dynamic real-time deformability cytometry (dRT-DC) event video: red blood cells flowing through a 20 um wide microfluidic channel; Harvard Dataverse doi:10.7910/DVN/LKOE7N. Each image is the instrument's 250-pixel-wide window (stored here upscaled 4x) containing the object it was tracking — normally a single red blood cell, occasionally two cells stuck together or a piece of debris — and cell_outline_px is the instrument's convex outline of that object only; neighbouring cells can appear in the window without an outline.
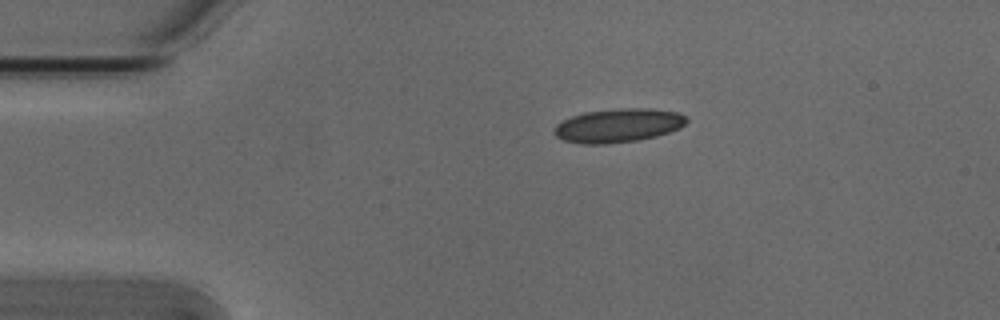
{"species": "Egyptian fruit bat (a non-hibernating species)", "species_latin": "Rousettus aegyptiacus", "temperature_condition": "cold", "stored_images_in_passage": 44, "camera_frame_rate_fps": 3000, "um_per_image_px": 0.085, "animal": {"sex": "male"}, "frame": {"image": 1, "passage_image": 1, "time_ms": 0.0, "image_size_px": [1000, 320], "cell_outline_px": [[688, 120], [680, 128], [656, 136], [636, 140], [608, 144], [580, 144], [564, 140], [556, 136], [552, 132], [556, 124], [572, 116], [584, 112], [620, 108], [648, 108], [680, 112], [688, 116]], "centroid_in_image_um": [52.55, 10.66], "position_along_channel_um": 32.4, "area_um2": 26.18}}
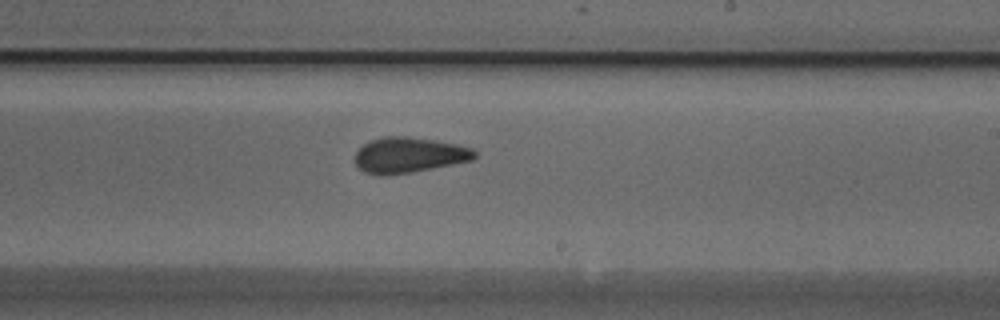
{"frame": {"image": 2, "passage_image": 22, "time_ms": 7.0, "image_size_px": [1000, 320], "cell_outline_px": [[476, 156], [472, 160], [412, 172], [384, 176], [380, 176], [364, 172], [356, 164], [356, 152], [364, 144], [372, 140], [384, 136], [404, 136], [436, 140], [456, 144], [472, 148], [476, 152]], "centroid_in_image_um": [34.76, 13.18], "position_along_channel_um": 254.2, "area_um2": 24.62}}
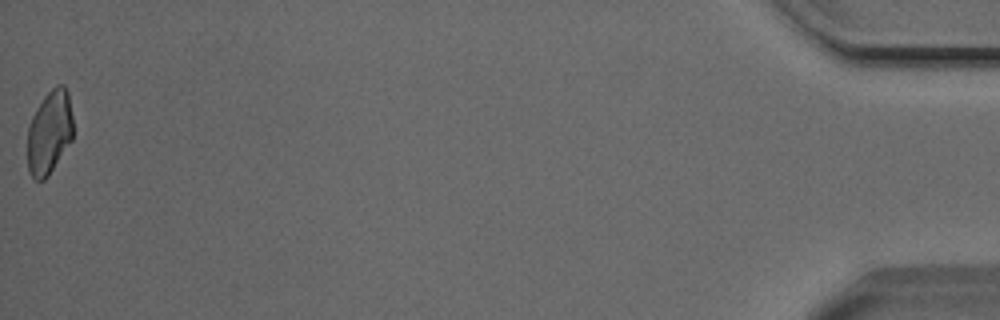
{"frame": {"image": 3, "passage_image": 44, "time_ms": 14.333, "image_size_px": [1000, 320], "cell_outline_px": [[72, 140], [48, 176], [44, 180], [36, 180], [28, 172], [28, 128], [32, 116], [36, 108], [44, 96], [56, 84], [64, 84], [68, 92], [72, 116]], "centroid_in_image_um": [4.2, 11.23], "position_along_channel_um": 431.0, "area_um2": 22.25}, "authors_computed_cell_mechanics": {"area_um2": 24.6517, "velocity_mm_per_s": 3.8236, "shape_relaxation_time_tau1_ms": 5.8295, "shape_relaxation_time_tau2_ms": 2.0241, "deformation_change_tau1": 0.1053, "deformation_change_tau2": 0.0785}}